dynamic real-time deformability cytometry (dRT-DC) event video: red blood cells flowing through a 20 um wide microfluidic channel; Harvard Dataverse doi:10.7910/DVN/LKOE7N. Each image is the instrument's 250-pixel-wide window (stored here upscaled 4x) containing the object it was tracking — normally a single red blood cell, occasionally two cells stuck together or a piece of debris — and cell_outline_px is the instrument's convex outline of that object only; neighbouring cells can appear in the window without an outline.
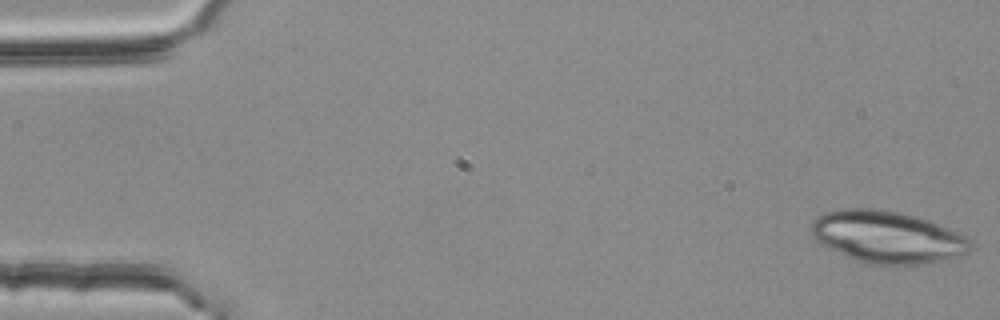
{"species": "common noctule bat (a hibernating species)", "species_latin": "Nyctalus noctula", "temperature_condition": "room temperature", "stored_images_in_passage": 52, "camera_frame_rate_fps": 3000, "um_per_image_px": 0.085, "animal": {"sex": "female", "body_mass_g": 25.1}, "frame": {"image": 1, "passage_image": 1, "time_ms": 0.0, "image_size_px": [1000, 320], "cell_outline_px": [[972, 248], [968, 252], [948, 260], [924, 264], [868, 264], [828, 248], [820, 244], [812, 236], [812, 220], [816, 216], [824, 212], [840, 208], [876, 208], [896, 212], [928, 220], [968, 236], [972, 244]], "centroid_in_image_um": [75.43, 20.14], "position_along_channel_um": 9.6, "area_um2": 48.38}}
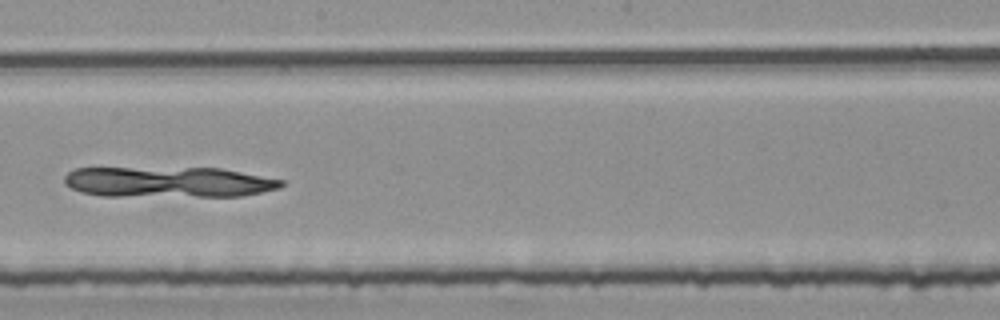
{"frame": {"image": 2, "passage_image": 30, "time_ms": 9.667, "image_size_px": [1000, 320], "cell_outline_px": [[284, 184], [280, 188], [244, 196], [100, 196], [80, 192], [64, 184], [64, 176], [68, 172], [76, 168], [220, 168], [284, 180]], "centroid_in_image_um": [14.3, 15.48], "position_along_channel_um": 233.9, "area_um2": 38.9}}
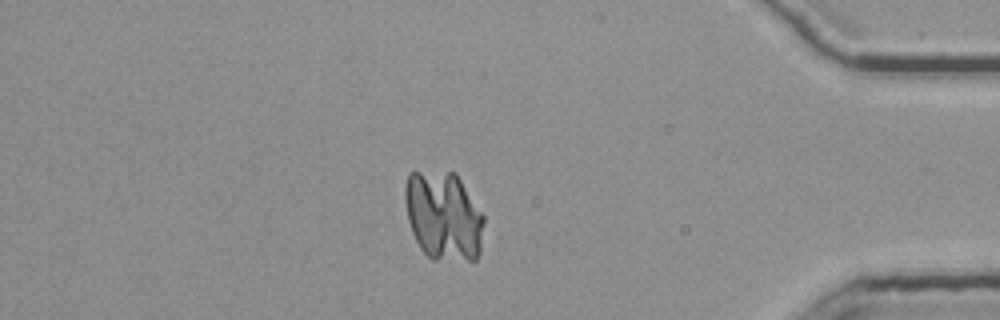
{"frame": {"image": 3, "passage_image": 46, "time_ms": 15.0, "image_size_px": [1000, 320], "cell_outline_px": [[484, 224], [480, 252], [476, 260], [432, 260], [420, 248], [412, 232], [408, 220], [404, 196], [404, 188], [408, 172], [456, 172], [484, 216]], "centroid_in_image_um": [37.7, 18.37], "position_along_channel_um": 397.5, "area_um2": 41.27}}